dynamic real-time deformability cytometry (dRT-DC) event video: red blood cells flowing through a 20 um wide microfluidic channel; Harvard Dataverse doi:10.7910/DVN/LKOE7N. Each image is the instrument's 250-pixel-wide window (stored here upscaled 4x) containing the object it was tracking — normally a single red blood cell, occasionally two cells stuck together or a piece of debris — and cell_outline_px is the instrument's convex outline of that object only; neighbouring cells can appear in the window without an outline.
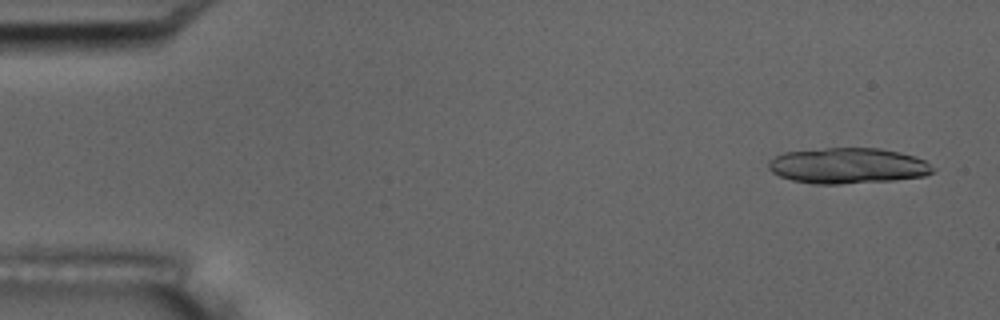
{"species": "common noctule bat (a hibernating species)", "species_latin": "Nyctalus noctula", "temperature_condition": "room temperature", "stored_images_in_passage": 5, "camera_frame_rate_fps": 3000, "um_per_image_px": 0.085, "animal": {"sex": "male", "body_mass_g": 17.5, "forearm_length_mm": 52.3}, "frame": {"image": 1, "passage_image": 1, "time_ms": 0.0, "image_size_px": [1000, 320], "cell_outline_px": [[936, 168], [932, 172], [924, 176], [892, 180], [840, 184], [812, 184], [792, 180], [780, 176], [772, 172], [768, 168], [768, 160], [784, 152], [824, 148], [880, 148], [900, 152], [916, 156], [924, 160]], "centroid_in_image_um": [72.06, 14.08], "position_along_channel_um": 12.9, "area_um2": 34.33}}